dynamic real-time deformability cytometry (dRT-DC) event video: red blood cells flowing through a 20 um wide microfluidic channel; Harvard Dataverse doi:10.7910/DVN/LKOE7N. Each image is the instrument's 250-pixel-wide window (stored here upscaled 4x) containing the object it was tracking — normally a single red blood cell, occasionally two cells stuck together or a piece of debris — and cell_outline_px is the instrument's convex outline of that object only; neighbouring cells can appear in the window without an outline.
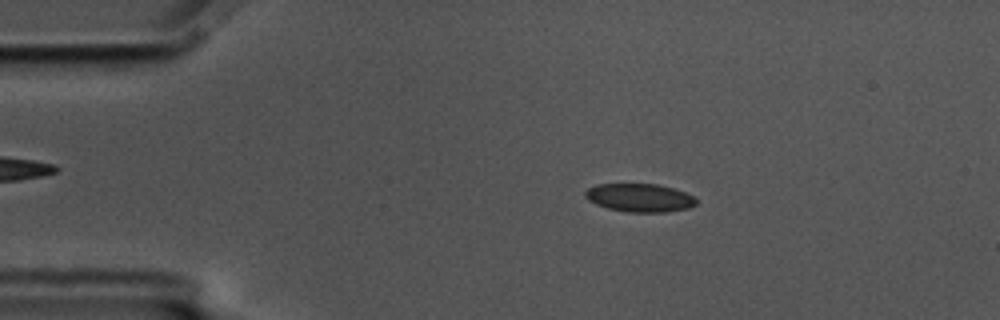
{"species": "common noctule bat (a hibernating species)", "species_latin": "Nyctalus noctula", "temperature_condition": "cold", "stored_images_in_passage": 57, "camera_frame_rate_fps": 3000, "um_per_image_px": 0.085, "animal": {"sex": "male", "body_mass_g": 17.5, "forearm_length_mm": 52.3}, "frame": {"image": 1, "passage_image": 10, "time_ms": 3.0, "image_size_px": [1000, 320], "cell_outline_px": [[696, 204], [688, 208], [664, 212], [628, 212], [608, 208], [596, 204], [588, 200], [584, 196], [584, 192], [588, 188], [596, 184], [656, 184], [672, 188], [684, 192], [692, 196], [696, 200]], "centroid_in_image_um": [54.33, 16.8], "position_along_channel_um": 30.7, "area_um2": 18.15}}
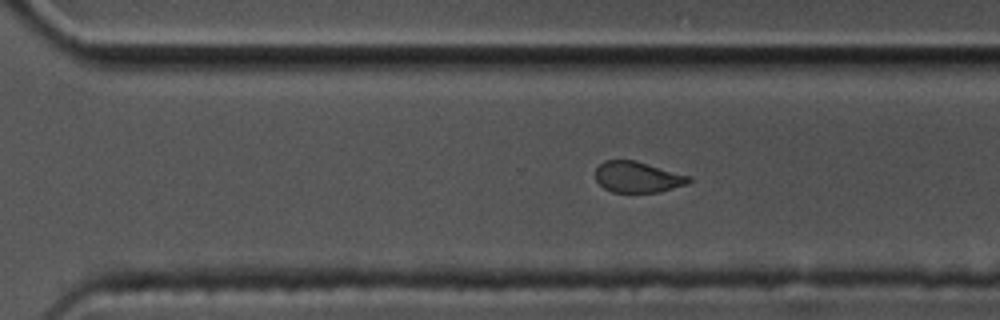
{"frame": {"image": 2, "passage_image": 39, "time_ms": 12.667, "image_size_px": [1000, 320], "cell_outline_px": [[692, 180], [688, 184], [660, 192], [612, 192], [604, 188], [596, 180], [596, 168], [604, 160], [636, 160], [692, 176]], "centroid_in_image_um": [54.24, 15.04], "position_along_channel_um": 316.4, "area_um2": 17.05}}
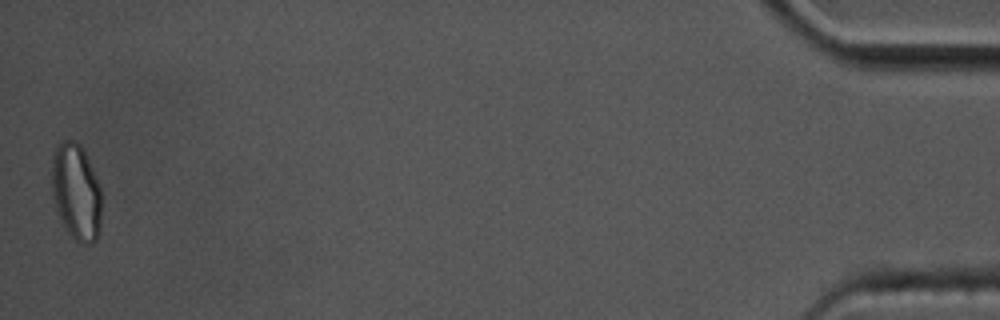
{"frame": {"image": 3, "passage_image": 57, "time_ms": 18.667, "image_size_px": [1000, 320], "cell_outline_px": [[100, 228], [96, 240], [92, 244], [80, 244], [68, 232], [56, 208], [52, 192], [52, 156], [56, 148], [64, 140], [72, 140], [80, 144], [84, 148], [100, 188]], "centroid_in_image_um": [6.48, 16.31], "position_along_channel_um": 428.7, "area_um2": 27.74}, "authors_computed_cell_mechanics": {"area_um2": 18.496, "velocity_mm_per_s": 3.4434, "shape_relaxation_time_tau1_ms": 4.0617, "shape_relaxation_time_tau2_ms": 1.7263, "deformation_change_tau1": 0.0864, "deformation_change_tau2": 0.0565}}